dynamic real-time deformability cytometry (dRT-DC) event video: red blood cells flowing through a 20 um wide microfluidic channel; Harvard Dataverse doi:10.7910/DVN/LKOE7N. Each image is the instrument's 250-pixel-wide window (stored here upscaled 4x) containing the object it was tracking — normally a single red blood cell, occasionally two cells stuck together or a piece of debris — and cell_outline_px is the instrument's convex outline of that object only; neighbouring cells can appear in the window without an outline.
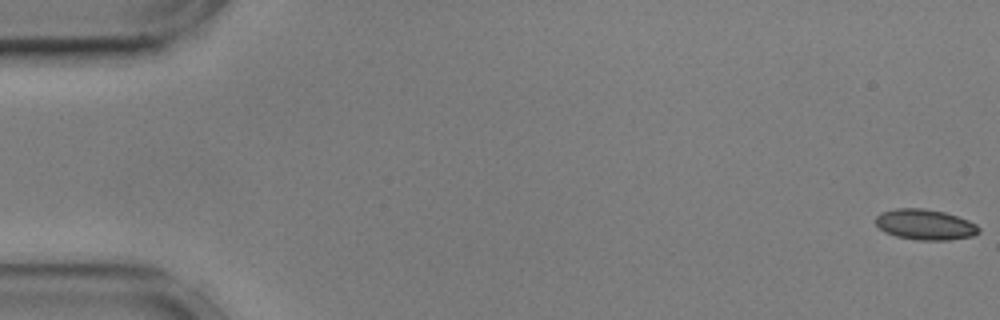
{"species": "common noctule bat (a hibernating species)", "species_latin": "Nyctalus noctula", "temperature_condition": "cold", "stored_images_in_passage": 57, "camera_frame_rate_fps": 3000, "um_per_image_px": 0.085, "animal": {"sex": "male", "body_mass_g": 17.9, "forearm_length_mm": 54.2}, "frame": {"image": 1, "passage_image": 1, "time_ms": 0.0, "image_size_px": [1000, 320], "cell_outline_px": [[980, 232], [972, 236], [948, 240], [916, 240], [896, 236], [884, 232], [876, 224], [876, 216], [880, 212], [896, 208], [924, 208], [944, 212], [968, 220], [976, 224], [980, 228]], "centroid_in_image_um": [78.62, 19.08], "position_along_channel_um": 6.4, "area_um2": 18.44}}
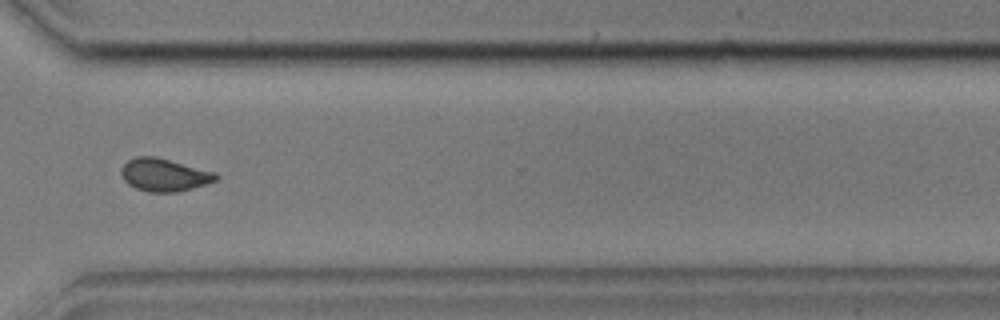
{"frame": {"image": 2, "passage_image": 42, "time_ms": 13.667, "image_size_px": [1000, 320], "cell_outline_px": [[220, 176], [216, 180], [192, 188], [176, 192], [148, 192], [136, 188], [128, 184], [124, 180], [120, 172], [120, 168], [128, 160], [136, 156], [156, 156], [216, 172]], "centroid_in_image_um": [13.94, 14.85], "position_along_channel_um": 356.7, "area_um2": 18.15}}
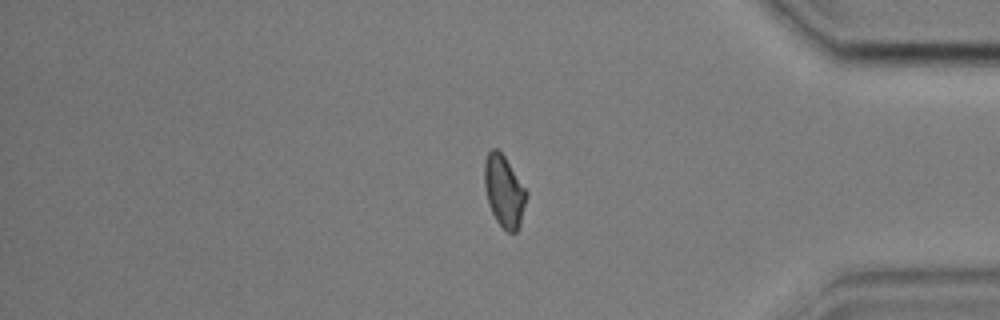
{"frame": {"image": 3, "passage_image": 47, "time_ms": 15.333, "image_size_px": [1000, 320], "cell_outline_px": [[528, 196], [520, 224], [516, 232], [508, 232], [496, 220], [488, 204], [484, 184], [484, 164], [488, 152], [492, 148], [496, 148], [504, 156], [528, 192]], "centroid_in_image_um": [42.85, 16.25], "position_along_channel_um": 392.4, "area_um2": 17.46}, "authors_computed_cell_mechanics": {"area_um2": 17.9758, "velocity_mm_per_s": 3.5909, "shape_relaxation_time_tau1_ms": null, "shape_relaxation_time_tau2_ms": 2.3281, "deformation_change_tau1": null, "deformation_change_tau2": 0.0515}}